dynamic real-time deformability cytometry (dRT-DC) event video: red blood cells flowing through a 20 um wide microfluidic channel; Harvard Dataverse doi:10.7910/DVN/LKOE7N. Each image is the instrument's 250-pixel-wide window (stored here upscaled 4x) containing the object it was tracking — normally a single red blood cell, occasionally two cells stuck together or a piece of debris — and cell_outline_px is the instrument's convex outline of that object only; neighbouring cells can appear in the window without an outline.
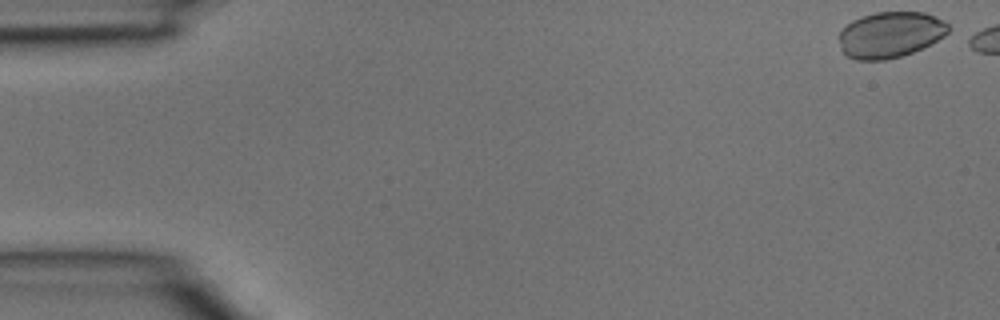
{"species": "common noctule bat (a hibernating species)", "species_latin": "Nyctalus noctula", "temperature_condition": "room temperature", "stored_images_in_passage": 5, "camera_frame_rate_fps": 3000, "um_per_image_px": 0.085, "animal": {"sex": "male", "body_mass_g": 15.6}, "frame": {"image": 1, "passage_image": 1, "time_ms": 0.0, "image_size_px": [1000, 320], "cell_outline_px": [[948, 32], [944, 36], [912, 52], [900, 56], [884, 60], [856, 60], [848, 56], [840, 48], [840, 32], [852, 20], [876, 12], [924, 12], [944, 20], [948, 24]], "centroid_in_image_um": [75.67, 2.94], "position_along_channel_um": 9.3, "area_um2": 28.9}}